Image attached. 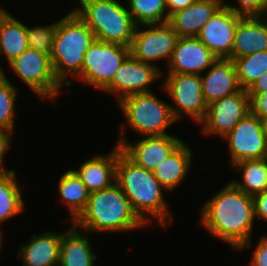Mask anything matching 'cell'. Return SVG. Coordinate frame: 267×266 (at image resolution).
<instances>
[{
  "mask_svg": "<svg viewBox=\"0 0 267 266\" xmlns=\"http://www.w3.org/2000/svg\"><path fill=\"white\" fill-rule=\"evenodd\" d=\"M200 208L199 223L211 236L233 250L253 246L256 221L253 197L229 181Z\"/></svg>",
  "mask_w": 267,
  "mask_h": 266,
  "instance_id": "cell-1",
  "label": "cell"
},
{
  "mask_svg": "<svg viewBox=\"0 0 267 266\" xmlns=\"http://www.w3.org/2000/svg\"><path fill=\"white\" fill-rule=\"evenodd\" d=\"M115 183L129 199L134 212L148 226L157 221L164 229L173 223V212L169 209L164 192L152 171L131 161L118 145ZM152 217V218H151Z\"/></svg>",
  "mask_w": 267,
  "mask_h": 266,
  "instance_id": "cell-2",
  "label": "cell"
},
{
  "mask_svg": "<svg viewBox=\"0 0 267 266\" xmlns=\"http://www.w3.org/2000/svg\"><path fill=\"white\" fill-rule=\"evenodd\" d=\"M73 224L86 233L125 234L147 226L134 212L129 199L116 183L91 192L85 209Z\"/></svg>",
  "mask_w": 267,
  "mask_h": 266,
  "instance_id": "cell-3",
  "label": "cell"
},
{
  "mask_svg": "<svg viewBox=\"0 0 267 266\" xmlns=\"http://www.w3.org/2000/svg\"><path fill=\"white\" fill-rule=\"evenodd\" d=\"M94 40V32L74 11L56 21L50 59L55 77L64 87L72 84L68 77L81 75L85 53Z\"/></svg>",
  "mask_w": 267,
  "mask_h": 266,
  "instance_id": "cell-4",
  "label": "cell"
},
{
  "mask_svg": "<svg viewBox=\"0 0 267 266\" xmlns=\"http://www.w3.org/2000/svg\"><path fill=\"white\" fill-rule=\"evenodd\" d=\"M123 4L119 0H87L71 11L91 28L96 40L130 47L137 25Z\"/></svg>",
  "mask_w": 267,
  "mask_h": 266,
  "instance_id": "cell-5",
  "label": "cell"
},
{
  "mask_svg": "<svg viewBox=\"0 0 267 266\" xmlns=\"http://www.w3.org/2000/svg\"><path fill=\"white\" fill-rule=\"evenodd\" d=\"M135 93L122 98L117 105L122 110L125 123L121 125L118 141H126L125 128L133 129L137 135H167L166 130L176 123L169 103L153 93Z\"/></svg>",
  "mask_w": 267,
  "mask_h": 266,
  "instance_id": "cell-6",
  "label": "cell"
},
{
  "mask_svg": "<svg viewBox=\"0 0 267 266\" xmlns=\"http://www.w3.org/2000/svg\"><path fill=\"white\" fill-rule=\"evenodd\" d=\"M8 66L35 96L44 101L57 100L63 87L55 77L49 55L28 47Z\"/></svg>",
  "mask_w": 267,
  "mask_h": 266,
  "instance_id": "cell-7",
  "label": "cell"
},
{
  "mask_svg": "<svg viewBox=\"0 0 267 266\" xmlns=\"http://www.w3.org/2000/svg\"><path fill=\"white\" fill-rule=\"evenodd\" d=\"M166 78H165V77ZM160 88L172 100L171 111L176 121L184 115L192 122L201 123L206 116L207 107L203 93L202 81L199 74H163Z\"/></svg>",
  "mask_w": 267,
  "mask_h": 266,
  "instance_id": "cell-8",
  "label": "cell"
},
{
  "mask_svg": "<svg viewBox=\"0 0 267 266\" xmlns=\"http://www.w3.org/2000/svg\"><path fill=\"white\" fill-rule=\"evenodd\" d=\"M129 54L130 47L95 39L85 53L82 73L77 79L102 92Z\"/></svg>",
  "mask_w": 267,
  "mask_h": 266,
  "instance_id": "cell-9",
  "label": "cell"
},
{
  "mask_svg": "<svg viewBox=\"0 0 267 266\" xmlns=\"http://www.w3.org/2000/svg\"><path fill=\"white\" fill-rule=\"evenodd\" d=\"M178 39V33L168 22L137 25L130 54L139 61L157 67L154 62L165 60L167 66Z\"/></svg>",
  "mask_w": 267,
  "mask_h": 266,
  "instance_id": "cell-10",
  "label": "cell"
},
{
  "mask_svg": "<svg viewBox=\"0 0 267 266\" xmlns=\"http://www.w3.org/2000/svg\"><path fill=\"white\" fill-rule=\"evenodd\" d=\"M223 140L228 145L231 167L239 161L267 157V132L263 120L251 112Z\"/></svg>",
  "mask_w": 267,
  "mask_h": 266,
  "instance_id": "cell-11",
  "label": "cell"
},
{
  "mask_svg": "<svg viewBox=\"0 0 267 266\" xmlns=\"http://www.w3.org/2000/svg\"><path fill=\"white\" fill-rule=\"evenodd\" d=\"M163 72L160 67L139 61L129 54L102 91L115 95L118 103L128 95L153 91L149 86L161 80Z\"/></svg>",
  "mask_w": 267,
  "mask_h": 266,
  "instance_id": "cell-12",
  "label": "cell"
},
{
  "mask_svg": "<svg viewBox=\"0 0 267 266\" xmlns=\"http://www.w3.org/2000/svg\"><path fill=\"white\" fill-rule=\"evenodd\" d=\"M250 112L247 90L240 91L208 105L207 113L200 123L203 135H218L222 139Z\"/></svg>",
  "mask_w": 267,
  "mask_h": 266,
  "instance_id": "cell-13",
  "label": "cell"
},
{
  "mask_svg": "<svg viewBox=\"0 0 267 266\" xmlns=\"http://www.w3.org/2000/svg\"><path fill=\"white\" fill-rule=\"evenodd\" d=\"M241 17L222 5L204 24L197 38L216 57L232 60L234 34Z\"/></svg>",
  "mask_w": 267,
  "mask_h": 266,
  "instance_id": "cell-14",
  "label": "cell"
},
{
  "mask_svg": "<svg viewBox=\"0 0 267 266\" xmlns=\"http://www.w3.org/2000/svg\"><path fill=\"white\" fill-rule=\"evenodd\" d=\"M182 142L183 140L169 133L145 136L132 144L128 139L117 141L116 144L131 161L153 172Z\"/></svg>",
  "mask_w": 267,
  "mask_h": 266,
  "instance_id": "cell-15",
  "label": "cell"
},
{
  "mask_svg": "<svg viewBox=\"0 0 267 266\" xmlns=\"http://www.w3.org/2000/svg\"><path fill=\"white\" fill-rule=\"evenodd\" d=\"M217 59L197 37H179L163 74L202 75Z\"/></svg>",
  "mask_w": 267,
  "mask_h": 266,
  "instance_id": "cell-16",
  "label": "cell"
},
{
  "mask_svg": "<svg viewBox=\"0 0 267 266\" xmlns=\"http://www.w3.org/2000/svg\"><path fill=\"white\" fill-rule=\"evenodd\" d=\"M206 71L201 81L207 105L241 90L233 60L218 58Z\"/></svg>",
  "mask_w": 267,
  "mask_h": 266,
  "instance_id": "cell-17",
  "label": "cell"
},
{
  "mask_svg": "<svg viewBox=\"0 0 267 266\" xmlns=\"http://www.w3.org/2000/svg\"><path fill=\"white\" fill-rule=\"evenodd\" d=\"M62 234L53 230L33 234L17 252L21 266H59Z\"/></svg>",
  "mask_w": 267,
  "mask_h": 266,
  "instance_id": "cell-18",
  "label": "cell"
},
{
  "mask_svg": "<svg viewBox=\"0 0 267 266\" xmlns=\"http://www.w3.org/2000/svg\"><path fill=\"white\" fill-rule=\"evenodd\" d=\"M90 157L80 164L79 168L73 169L88 191L91 193L112 186L116 179L118 145L115 144L108 154H95Z\"/></svg>",
  "mask_w": 267,
  "mask_h": 266,
  "instance_id": "cell-19",
  "label": "cell"
},
{
  "mask_svg": "<svg viewBox=\"0 0 267 266\" xmlns=\"http://www.w3.org/2000/svg\"><path fill=\"white\" fill-rule=\"evenodd\" d=\"M267 50V19L264 16L241 17L236 26L232 60Z\"/></svg>",
  "mask_w": 267,
  "mask_h": 266,
  "instance_id": "cell-20",
  "label": "cell"
},
{
  "mask_svg": "<svg viewBox=\"0 0 267 266\" xmlns=\"http://www.w3.org/2000/svg\"><path fill=\"white\" fill-rule=\"evenodd\" d=\"M223 5V0H197L169 16L168 23L179 37H197L204 24Z\"/></svg>",
  "mask_w": 267,
  "mask_h": 266,
  "instance_id": "cell-21",
  "label": "cell"
},
{
  "mask_svg": "<svg viewBox=\"0 0 267 266\" xmlns=\"http://www.w3.org/2000/svg\"><path fill=\"white\" fill-rule=\"evenodd\" d=\"M193 151L186 142H182L153 171V175L163 188L171 193L183 184L191 171Z\"/></svg>",
  "mask_w": 267,
  "mask_h": 266,
  "instance_id": "cell-22",
  "label": "cell"
},
{
  "mask_svg": "<svg viewBox=\"0 0 267 266\" xmlns=\"http://www.w3.org/2000/svg\"><path fill=\"white\" fill-rule=\"evenodd\" d=\"M71 223L62 234L59 266H95L97 254L88 235Z\"/></svg>",
  "mask_w": 267,
  "mask_h": 266,
  "instance_id": "cell-23",
  "label": "cell"
},
{
  "mask_svg": "<svg viewBox=\"0 0 267 266\" xmlns=\"http://www.w3.org/2000/svg\"><path fill=\"white\" fill-rule=\"evenodd\" d=\"M28 47L27 25L0 5V56L9 64Z\"/></svg>",
  "mask_w": 267,
  "mask_h": 266,
  "instance_id": "cell-24",
  "label": "cell"
},
{
  "mask_svg": "<svg viewBox=\"0 0 267 266\" xmlns=\"http://www.w3.org/2000/svg\"><path fill=\"white\" fill-rule=\"evenodd\" d=\"M58 194L70 215L67 221L73 223L85 209L90 192L73 169L65 171L58 180Z\"/></svg>",
  "mask_w": 267,
  "mask_h": 266,
  "instance_id": "cell-25",
  "label": "cell"
},
{
  "mask_svg": "<svg viewBox=\"0 0 267 266\" xmlns=\"http://www.w3.org/2000/svg\"><path fill=\"white\" fill-rule=\"evenodd\" d=\"M232 168L241 175V180H230L239 190L251 197L267 190V157L239 161Z\"/></svg>",
  "mask_w": 267,
  "mask_h": 266,
  "instance_id": "cell-26",
  "label": "cell"
},
{
  "mask_svg": "<svg viewBox=\"0 0 267 266\" xmlns=\"http://www.w3.org/2000/svg\"><path fill=\"white\" fill-rule=\"evenodd\" d=\"M16 170L0 172V225L25 210Z\"/></svg>",
  "mask_w": 267,
  "mask_h": 266,
  "instance_id": "cell-27",
  "label": "cell"
},
{
  "mask_svg": "<svg viewBox=\"0 0 267 266\" xmlns=\"http://www.w3.org/2000/svg\"><path fill=\"white\" fill-rule=\"evenodd\" d=\"M126 2L136 25L168 22L166 0H127Z\"/></svg>",
  "mask_w": 267,
  "mask_h": 266,
  "instance_id": "cell-28",
  "label": "cell"
},
{
  "mask_svg": "<svg viewBox=\"0 0 267 266\" xmlns=\"http://www.w3.org/2000/svg\"><path fill=\"white\" fill-rule=\"evenodd\" d=\"M241 89L248 90L267 72V50L233 60Z\"/></svg>",
  "mask_w": 267,
  "mask_h": 266,
  "instance_id": "cell-29",
  "label": "cell"
},
{
  "mask_svg": "<svg viewBox=\"0 0 267 266\" xmlns=\"http://www.w3.org/2000/svg\"><path fill=\"white\" fill-rule=\"evenodd\" d=\"M7 77L5 71L0 72V128L14 132L16 100L19 90Z\"/></svg>",
  "mask_w": 267,
  "mask_h": 266,
  "instance_id": "cell-30",
  "label": "cell"
},
{
  "mask_svg": "<svg viewBox=\"0 0 267 266\" xmlns=\"http://www.w3.org/2000/svg\"><path fill=\"white\" fill-rule=\"evenodd\" d=\"M56 32V22L48 25L27 26L28 46L51 55Z\"/></svg>",
  "mask_w": 267,
  "mask_h": 266,
  "instance_id": "cell-31",
  "label": "cell"
},
{
  "mask_svg": "<svg viewBox=\"0 0 267 266\" xmlns=\"http://www.w3.org/2000/svg\"><path fill=\"white\" fill-rule=\"evenodd\" d=\"M238 4L233 5L223 0V5L233 10L237 15L247 16H263L267 10V0H235ZM229 3V4H228Z\"/></svg>",
  "mask_w": 267,
  "mask_h": 266,
  "instance_id": "cell-32",
  "label": "cell"
},
{
  "mask_svg": "<svg viewBox=\"0 0 267 266\" xmlns=\"http://www.w3.org/2000/svg\"><path fill=\"white\" fill-rule=\"evenodd\" d=\"M249 265L267 266V235L261 236L259 241L256 242Z\"/></svg>",
  "mask_w": 267,
  "mask_h": 266,
  "instance_id": "cell-33",
  "label": "cell"
},
{
  "mask_svg": "<svg viewBox=\"0 0 267 266\" xmlns=\"http://www.w3.org/2000/svg\"><path fill=\"white\" fill-rule=\"evenodd\" d=\"M250 112L260 119L267 116V91L257 95H249Z\"/></svg>",
  "mask_w": 267,
  "mask_h": 266,
  "instance_id": "cell-34",
  "label": "cell"
},
{
  "mask_svg": "<svg viewBox=\"0 0 267 266\" xmlns=\"http://www.w3.org/2000/svg\"><path fill=\"white\" fill-rule=\"evenodd\" d=\"M13 133L7 129H2L0 128V172H6V171H12L15 169H5V165L3 162L6 155L8 154L7 152L11 148V142H12V135Z\"/></svg>",
  "mask_w": 267,
  "mask_h": 266,
  "instance_id": "cell-35",
  "label": "cell"
},
{
  "mask_svg": "<svg viewBox=\"0 0 267 266\" xmlns=\"http://www.w3.org/2000/svg\"><path fill=\"white\" fill-rule=\"evenodd\" d=\"M255 218L267 223V190L254 196Z\"/></svg>",
  "mask_w": 267,
  "mask_h": 266,
  "instance_id": "cell-36",
  "label": "cell"
},
{
  "mask_svg": "<svg viewBox=\"0 0 267 266\" xmlns=\"http://www.w3.org/2000/svg\"><path fill=\"white\" fill-rule=\"evenodd\" d=\"M196 1L197 0H166L168 17L171 14L190 6Z\"/></svg>",
  "mask_w": 267,
  "mask_h": 266,
  "instance_id": "cell-37",
  "label": "cell"
},
{
  "mask_svg": "<svg viewBox=\"0 0 267 266\" xmlns=\"http://www.w3.org/2000/svg\"><path fill=\"white\" fill-rule=\"evenodd\" d=\"M267 91V72L259 77L247 90L248 95H257Z\"/></svg>",
  "mask_w": 267,
  "mask_h": 266,
  "instance_id": "cell-38",
  "label": "cell"
},
{
  "mask_svg": "<svg viewBox=\"0 0 267 266\" xmlns=\"http://www.w3.org/2000/svg\"><path fill=\"white\" fill-rule=\"evenodd\" d=\"M1 230H2V229H0V252H1V250H2L1 248H2V246H3V245H2V244H3V238H2V237H3V235H4V234L2 233L3 231H1Z\"/></svg>",
  "mask_w": 267,
  "mask_h": 266,
  "instance_id": "cell-39",
  "label": "cell"
},
{
  "mask_svg": "<svg viewBox=\"0 0 267 266\" xmlns=\"http://www.w3.org/2000/svg\"><path fill=\"white\" fill-rule=\"evenodd\" d=\"M264 129L267 132V116L263 119Z\"/></svg>",
  "mask_w": 267,
  "mask_h": 266,
  "instance_id": "cell-40",
  "label": "cell"
},
{
  "mask_svg": "<svg viewBox=\"0 0 267 266\" xmlns=\"http://www.w3.org/2000/svg\"><path fill=\"white\" fill-rule=\"evenodd\" d=\"M79 2V5L78 6H80L83 2H85V1H87V0H78Z\"/></svg>",
  "mask_w": 267,
  "mask_h": 266,
  "instance_id": "cell-41",
  "label": "cell"
},
{
  "mask_svg": "<svg viewBox=\"0 0 267 266\" xmlns=\"http://www.w3.org/2000/svg\"><path fill=\"white\" fill-rule=\"evenodd\" d=\"M263 16L267 19V10H266V12L264 13Z\"/></svg>",
  "mask_w": 267,
  "mask_h": 266,
  "instance_id": "cell-42",
  "label": "cell"
},
{
  "mask_svg": "<svg viewBox=\"0 0 267 266\" xmlns=\"http://www.w3.org/2000/svg\"><path fill=\"white\" fill-rule=\"evenodd\" d=\"M3 70H4V69H3L2 65H1V67H0V72L3 71Z\"/></svg>",
  "mask_w": 267,
  "mask_h": 266,
  "instance_id": "cell-43",
  "label": "cell"
}]
</instances>
